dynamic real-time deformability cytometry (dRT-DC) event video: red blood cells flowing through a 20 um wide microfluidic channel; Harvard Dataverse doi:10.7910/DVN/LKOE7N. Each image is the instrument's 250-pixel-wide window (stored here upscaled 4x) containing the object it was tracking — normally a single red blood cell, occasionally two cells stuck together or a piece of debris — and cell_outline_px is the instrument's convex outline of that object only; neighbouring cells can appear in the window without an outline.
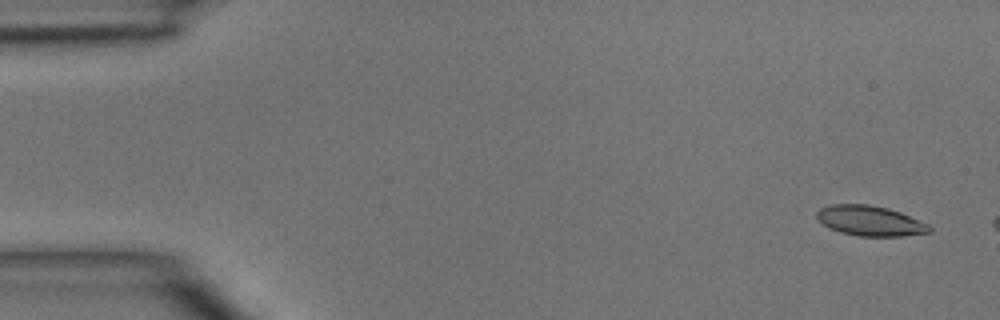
{"species": "common noctule bat (a hibernating species)", "species_latin": "Nyctalus noctula", "temperature_condition": "room temperature", "stored_images_in_passage": 7, "camera_frame_rate_fps": 3000, "um_per_image_px": 0.085, "animal": {"sex": "male", "body_mass_g": 15.6}, "frame": {"image": 1, "passage_image": 2, "time_ms": 0.333, "image_size_px": [1000, 320], "cell_outline_px": [[932, 232], [900, 236], [860, 236], [840, 232], [828, 228], [816, 220], [816, 212], [820, 208], [832, 204], [868, 204], [888, 208], [900, 212], [928, 224], [932, 228]], "centroid_in_image_um": [73.92, 18.77], "position_along_channel_um": 11.1, "area_um2": 19.88}}